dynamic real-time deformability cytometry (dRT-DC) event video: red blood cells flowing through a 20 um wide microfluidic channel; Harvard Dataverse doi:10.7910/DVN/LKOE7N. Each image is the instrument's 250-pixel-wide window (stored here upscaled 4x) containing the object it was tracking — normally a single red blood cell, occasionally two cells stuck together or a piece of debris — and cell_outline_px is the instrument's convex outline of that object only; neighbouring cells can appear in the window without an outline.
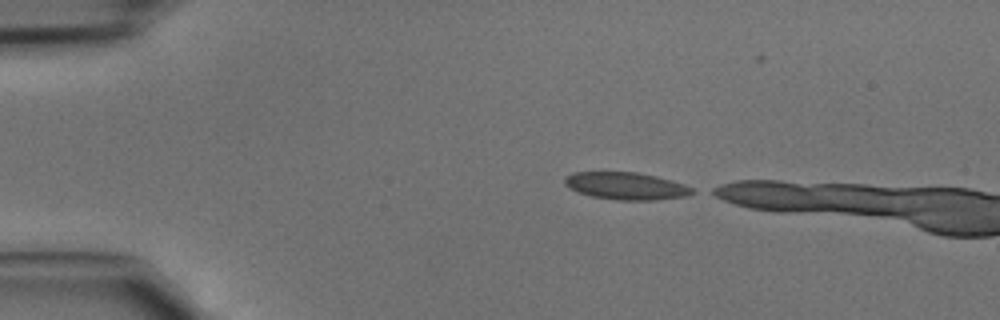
{"species": "common noctule bat (a hibernating species)", "species_latin": "Nyctalus noctula", "temperature_condition": "cold", "stored_images_in_passage": 5, "camera_frame_rate_fps": 3000, "um_per_image_px": 0.085, "animal": {"sex": "male", "body_mass_g": 15.6}, "frame": {"image": 1, "passage_image": 1, "time_ms": 0.0, "image_size_px": [1000, 320], "cell_outline_px": [[696, 192], [688, 196], [656, 200], [616, 200], [592, 196], [580, 192], [564, 184], [564, 176], [572, 172], [636, 172], [656, 176], [672, 180], [684, 184], [692, 188]], "centroid_in_image_um": [53.24, 15.8], "position_along_channel_um": 31.8, "area_um2": 20.35}}